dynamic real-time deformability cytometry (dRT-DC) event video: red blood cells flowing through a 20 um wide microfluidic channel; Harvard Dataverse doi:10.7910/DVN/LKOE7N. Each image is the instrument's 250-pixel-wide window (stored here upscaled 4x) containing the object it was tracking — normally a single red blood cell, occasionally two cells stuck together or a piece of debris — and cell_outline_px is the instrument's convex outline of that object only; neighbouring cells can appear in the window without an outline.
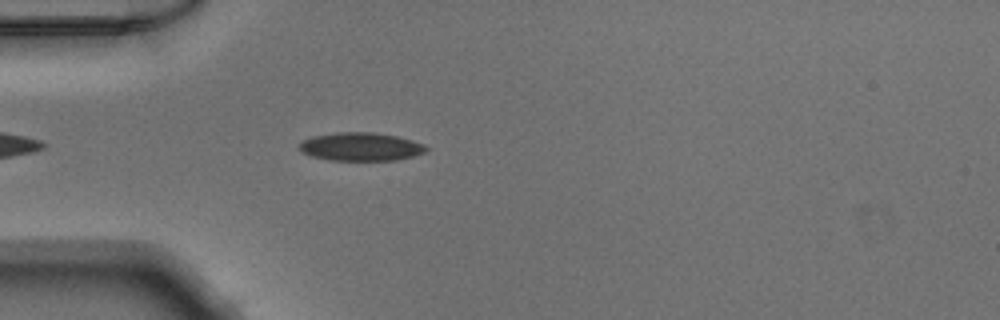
{"species": "Egyptian fruit bat (a non-hibernating species)", "species_latin": "Rousettus aegyptiacus", "temperature_condition": "warm", "stored_images_in_passage": 4, "camera_frame_rate_fps": 3000, "um_per_image_px": 0.085, "animal": {"sex": "male"}, "frame": {"image": 1, "passage_image": 4, "time_ms": 1.0, "image_size_px": [1000, 320], "cell_outline_px": [[428, 148], [424, 152], [412, 156], [396, 160], [328, 160], [312, 156], [304, 152], [300, 148], [300, 144], [304, 140], [312, 136], [336, 132], [372, 132], [396, 136], [412, 140], [424, 144]], "centroid_in_image_um": [30.68, 12.46], "position_along_channel_um": 54.3, "area_um2": 20.69}}